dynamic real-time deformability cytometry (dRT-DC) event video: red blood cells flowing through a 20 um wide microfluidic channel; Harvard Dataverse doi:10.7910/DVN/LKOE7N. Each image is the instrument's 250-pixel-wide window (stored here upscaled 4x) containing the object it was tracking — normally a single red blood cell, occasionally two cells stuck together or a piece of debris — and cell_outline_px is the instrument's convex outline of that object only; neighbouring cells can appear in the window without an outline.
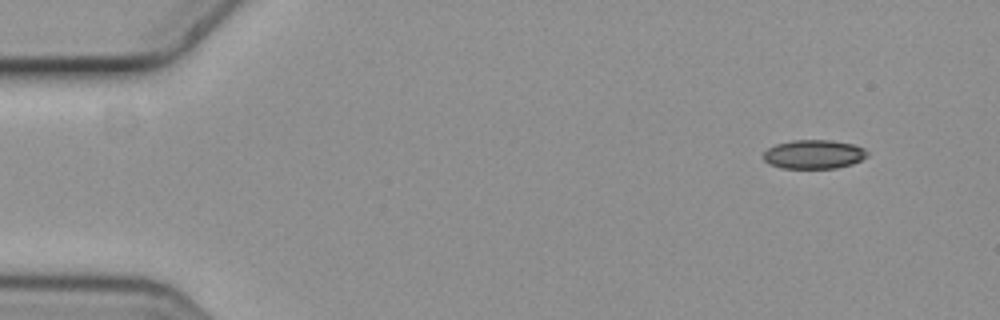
{"species": "common noctule bat (a hibernating species)", "species_latin": "Nyctalus noctula", "temperature_condition": "cold", "stored_images_in_passage": 3, "camera_frame_rate_fps": 3000, "um_per_image_px": 0.085, "animal": {"sex": "female", "body_mass_g": 19.3, "forearm_length_mm": 54.1}, "frame": {"image": 1, "passage_image": 1, "time_ms": 0.0, "image_size_px": [1000, 320], "cell_outline_px": [[868, 156], [852, 164], [836, 168], [780, 168], [768, 164], [764, 160], [764, 152], [768, 148], [776, 144], [792, 140], [832, 140], [852, 144], [864, 148], [868, 152]], "centroid_in_image_um": [69.17, 13.12], "position_along_channel_um": 15.8, "area_um2": 17.57}}